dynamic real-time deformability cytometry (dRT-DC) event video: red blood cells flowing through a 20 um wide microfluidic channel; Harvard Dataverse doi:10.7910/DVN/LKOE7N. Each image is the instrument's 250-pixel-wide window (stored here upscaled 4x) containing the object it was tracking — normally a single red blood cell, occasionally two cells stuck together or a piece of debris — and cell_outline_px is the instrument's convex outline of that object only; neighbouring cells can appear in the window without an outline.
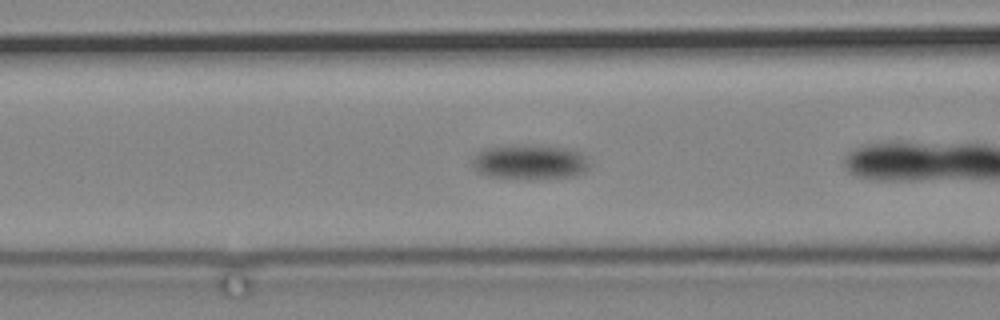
{"species": "common noctule bat (a hibernating species)", "species_latin": "Nyctalus noctula", "temperature_condition": "cold", "stored_images_in_passage": 50, "camera_frame_rate_fps": 3000, "um_per_image_px": 0.085, "animal": {"sex": "male", "body_mass_g": 19.2, "forearm_length_mm": 51.8}, "frame": {"image": 1, "passage_image": 8, "time_ms": 2.333, "image_size_px": [1000, 320], "cell_outline_px": [[588, 168], [584, 172], [572, 176], [532, 180], [528, 180], [488, 176], [480, 172], [472, 164], [472, 160], [484, 148], [508, 144], [528, 144], [568, 148], [580, 152], [584, 156], [588, 164]], "centroid_in_image_um": [45.03, 13.76], "position_along_channel_um": 121.6, "area_um2": 24.1}}
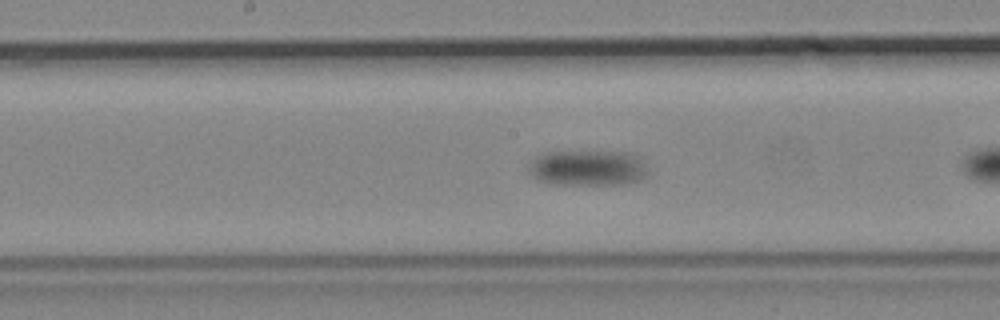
{"frame": {"image": 2, "passage_image": 17, "time_ms": 5.333, "image_size_px": [1000, 320], "cell_outline_px": [[648, 172], [640, 180], [624, 184], [556, 184], [540, 180], [532, 176], [528, 172], [528, 160], [544, 152], [628, 152], [640, 156]], "centroid_in_image_um": [49.93, 14.26], "position_along_channel_um": 198.3, "area_um2": 24.85}}
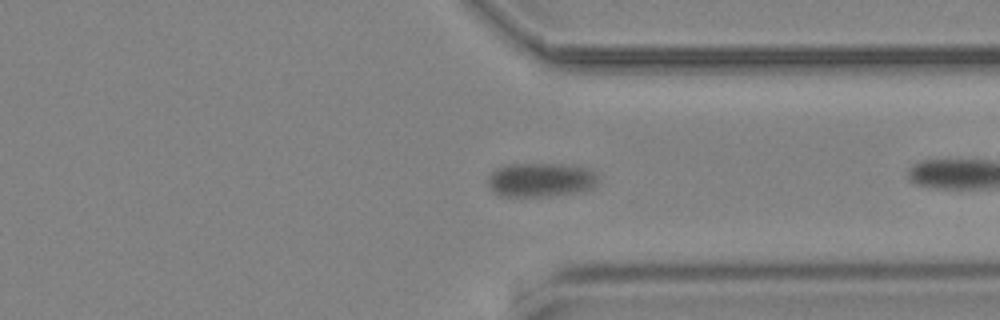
{"frame": {"image": 3, "passage_image": 36, "time_ms": 11.667, "image_size_px": [1000, 320], "cell_outline_px": [[600, 180], [592, 188], [580, 192], [548, 196], [508, 196], [496, 192], [488, 184], [488, 176], [496, 168], [508, 164], [560, 164], [588, 168], [596, 172]], "centroid_in_image_um": [46.02, 15.27], "position_along_channel_um": 365.4, "area_um2": 21.85}}